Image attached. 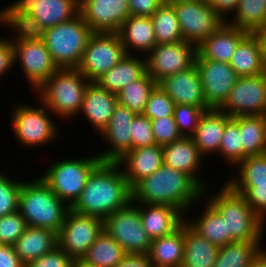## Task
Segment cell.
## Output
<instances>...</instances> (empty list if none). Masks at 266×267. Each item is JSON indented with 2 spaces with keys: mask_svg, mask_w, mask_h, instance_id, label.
<instances>
[{
  "mask_svg": "<svg viewBox=\"0 0 266 267\" xmlns=\"http://www.w3.org/2000/svg\"><path fill=\"white\" fill-rule=\"evenodd\" d=\"M132 201V188L117 162L101 161L89 174L80 197L70 208L102 219Z\"/></svg>",
  "mask_w": 266,
  "mask_h": 267,
  "instance_id": "1",
  "label": "cell"
},
{
  "mask_svg": "<svg viewBox=\"0 0 266 267\" xmlns=\"http://www.w3.org/2000/svg\"><path fill=\"white\" fill-rule=\"evenodd\" d=\"M203 197L204 188L191 175L165 164L132 188V201L170 205L184 215L195 210Z\"/></svg>",
  "mask_w": 266,
  "mask_h": 267,
  "instance_id": "2",
  "label": "cell"
},
{
  "mask_svg": "<svg viewBox=\"0 0 266 267\" xmlns=\"http://www.w3.org/2000/svg\"><path fill=\"white\" fill-rule=\"evenodd\" d=\"M79 13V0H14L0 9V24L39 35Z\"/></svg>",
  "mask_w": 266,
  "mask_h": 267,
  "instance_id": "3",
  "label": "cell"
},
{
  "mask_svg": "<svg viewBox=\"0 0 266 267\" xmlns=\"http://www.w3.org/2000/svg\"><path fill=\"white\" fill-rule=\"evenodd\" d=\"M204 189L206 200L225 220L226 233L233 241H263L266 223L254 212L246 199L226 183L218 191ZM211 194V196H210Z\"/></svg>",
  "mask_w": 266,
  "mask_h": 267,
  "instance_id": "4",
  "label": "cell"
},
{
  "mask_svg": "<svg viewBox=\"0 0 266 267\" xmlns=\"http://www.w3.org/2000/svg\"><path fill=\"white\" fill-rule=\"evenodd\" d=\"M69 209L41 177L23 180L18 211L28 226L47 228L59 233Z\"/></svg>",
  "mask_w": 266,
  "mask_h": 267,
  "instance_id": "5",
  "label": "cell"
},
{
  "mask_svg": "<svg viewBox=\"0 0 266 267\" xmlns=\"http://www.w3.org/2000/svg\"><path fill=\"white\" fill-rule=\"evenodd\" d=\"M89 83L78 69L59 68L34 95L54 116L70 121L79 115Z\"/></svg>",
  "mask_w": 266,
  "mask_h": 267,
  "instance_id": "6",
  "label": "cell"
},
{
  "mask_svg": "<svg viewBox=\"0 0 266 267\" xmlns=\"http://www.w3.org/2000/svg\"><path fill=\"white\" fill-rule=\"evenodd\" d=\"M94 34L79 13L72 20L39 34L58 68L77 69L90 37Z\"/></svg>",
  "mask_w": 266,
  "mask_h": 267,
  "instance_id": "7",
  "label": "cell"
},
{
  "mask_svg": "<svg viewBox=\"0 0 266 267\" xmlns=\"http://www.w3.org/2000/svg\"><path fill=\"white\" fill-rule=\"evenodd\" d=\"M8 29L14 33L11 35L14 66L20 65L30 92L34 94L59 68L39 35L26 33L17 27Z\"/></svg>",
  "mask_w": 266,
  "mask_h": 267,
  "instance_id": "8",
  "label": "cell"
},
{
  "mask_svg": "<svg viewBox=\"0 0 266 267\" xmlns=\"http://www.w3.org/2000/svg\"><path fill=\"white\" fill-rule=\"evenodd\" d=\"M38 102L36 107L35 104L21 102L10 111L13 137L29 150L55 143L60 137V125L54 121V114L39 99Z\"/></svg>",
  "mask_w": 266,
  "mask_h": 267,
  "instance_id": "9",
  "label": "cell"
},
{
  "mask_svg": "<svg viewBox=\"0 0 266 267\" xmlns=\"http://www.w3.org/2000/svg\"><path fill=\"white\" fill-rule=\"evenodd\" d=\"M94 154L85 156L86 158L64 157L52 161L54 163L47 165V169L39 177L71 208L80 197L89 174L101 162L97 152Z\"/></svg>",
  "mask_w": 266,
  "mask_h": 267,
  "instance_id": "10",
  "label": "cell"
},
{
  "mask_svg": "<svg viewBox=\"0 0 266 267\" xmlns=\"http://www.w3.org/2000/svg\"><path fill=\"white\" fill-rule=\"evenodd\" d=\"M103 230L117 241L126 254H148L151 239L144 230L138 203L131 201L103 219Z\"/></svg>",
  "mask_w": 266,
  "mask_h": 267,
  "instance_id": "11",
  "label": "cell"
},
{
  "mask_svg": "<svg viewBox=\"0 0 266 267\" xmlns=\"http://www.w3.org/2000/svg\"><path fill=\"white\" fill-rule=\"evenodd\" d=\"M181 28L183 41L199 46L226 22L205 0L172 4Z\"/></svg>",
  "mask_w": 266,
  "mask_h": 267,
  "instance_id": "12",
  "label": "cell"
},
{
  "mask_svg": "<svg viewBox=\"0 0 266 267\" xmlns=\"http://www.w3.org/2000/svg\"><path fill=\"white\" fill-rule=\"evenodd\" d=\"M126 55L118 33H94L86 45L78 70L96 82Z\"/></svg>",
  "mask_w": 266,
  "mask_h": 267,
  "instance_id": "13",
  "label": "cell"
},
{
  "mask_svg": "<svg viewBox=\"0 0 266 267\" xmlns=\"http://www.w3.org/2000/svg\"><path fill=\"white\" fill-rule=\"evenodd\" d=\"M103 231V219L69 209L58 233V245L73 259H82Z\"/></svg>",
  "mask_w": 266,
  "mask_h": 267,
  "instance_id": "14",
  "label": "cell"
},
{
  "mask_svg": "<svg viewBox=\"0 0 266 267\" xmlns=\"http://www.w3.org/2000/svg\"><path fill=\"white\" fill-rule=\"evenodd\" d=\"M197 47L187 41L158 44L145 56L147 73L158 83L195 64Z\"/></svg>",
  "mask_w": 266,
  "mask_h": 267,
  "instance_id": "15",
  "label": "cell"
},
{
  "mask_svg": "<svg viewBox=\"0 0 266 267\" xmlns=\"http://www.w3.org/2000/svg\"><path fill=\"white\" fill-rule=\"evenodd\" d=\"M220 110L231 118L240 115H266V72L238 77Z\"/></svg>",
  "mask_w": 266,
  "mask_h": 267,
  "instance_id": "16",
  "label": "cell"
},
{
  "mask_svg": "<svg viewBox=\"0 0 266 267\" xmlns=\"http://www.w3.org/2000/svg\"><path fill=\"white\" fill-rule=\"evenodd\" d=\"M195 65L201 79L207 107L220 109L239 76L229 63L195 58Z\"/></svg>",
  "mask_w": 266,
  "mask_h": 267,
  "instance_id": "17",
  "label": "cell"
},
{
  "mask_svg": "<svg viewBox=\"0 0 266 267\" xmlns=\"http://www.w3.org/2000/svg\"><path fill=\"white\" fill-rule=\"evenodd\" d=\"M79 11L94 33H118L130 16L128 0H79Z\"/></svg>",
  "mask_w": 266,
  "mask_h": 267,
  "instance_id": "18",
  "label": "cell"
},
{
  "mask_svg": "<svg viewBox=\"0 0 266 267\" xmlns=\"http://www.w3.org/2000/svg\"><path fill=\"white\" fill-rule=\"evenodd\" d=\"M136 113L119 103L111 116L110 122L99 134L108 148L97 153L101 161L116 162L131 150V123Z\"/></svg>",
  "mask_w": 266,
  "mask_h": 267,
  "instance_id": "19",
  "label": "cell"
},
{
  "mask_svg": "<svg viewBox=\"0 0 266 267\" xmlns=\"http://www.w3.org/2000/svg\"><path fill=\"white\" fill-rule=\"evenodd\" d=\"M175 105H191L209 110L203 94L201 79L194 64L189 69L170 75L157 83Z\"/></svg>",
  "mask_w": 266,
  "mask_h": 267,
  "instance_id": "20",
  "label": "cell"
},
{
  "mask_svg": "<svg viewBox=\"0 0 266 267\" xmlns=\"http://www.w3.org/2000/svg\"><path fill=\"white\" fill-rule=\"evenodd\" d=\"M162 148L163 164L191 175L204 189L211 186L207 183L210 181H206L207 179H204L202 172H200L203 170V161L206 158L200 154L192 137L183 136L179 140L162 146Z\"/></svg>",
  "mask_w": 266,
  "mask_h": 267,
  "instance_id": "21",
  "label": "cell"
},
{
  "mask_svg": "<svg viewBox=\"0 0 266 267\" xmlns=\"http://www.w3.org/2000/svg\"><path fill=\"white\" fill-rule=\"evenodd\" d=\"M116 162L121 167L129 186L133 188L163 165V148L157 144L134 148Z\"/></svg>",
  "mask_w": 266,
  "mask_h": 267,
  "instance_id": "22",
  "label": "cell"
},
{
  "mask_svg": "<svg viewBox=\"0 0 266 267\" xmlns=\"http://www.w3.org/2000/svg\"><path fill=\"white\" fill-rule=\"evenodd\" d=\"M118 104V96L101 88L96 82H90L85 89L80 114L86 122L100 134L111 120Z\"/></svg>",
  "mask_w": 266,
  "mask_h": 267,
  "instance_id": "23",
  "label": "cell"
},
{
  "mask_svg": "<svg viewBox=\"0 0 266 267\" xmlns=\"http://www.w3.org/2000/svg\"><path fill=\"white\" fill-rule=\"evenodd\" d=\"M138 209L143 228L151 240L174 232L185 222V215L170 205L138 203Z\"/></svg>",
  "mask_w": 266,
  "mask_h": 267,
  "instance_id": "24",
  "label": "cell"
},
{
  "mask_svg": "<svg viewBox=\"0 0 266 267\" xmlns=\"http://www.w3.org/2000/svg\"><path fill=\"white\" fill-rule=\"evenodd\" d=\"M246 30L234 27L227 22L197 46L196 58L229 63L238 44L248 35Z\"/></svg>",
  "mask_w": 266,
  "mask_h": 267,
  "instance_id": "25",
  "label": "cell"
},
{
  "mask_svg": "<svg viewBox=\"0 0 266 267\" xmlns=\"http://www.w3.org/2000/svg\"><path fill=\"white\" fill-rule=\"evenodd\" d=\"M230 119L231 117L220 109H209L202 113L191 137L204 158L209 159V155L218 154L226 123Z\"/></svg>",
  "mask_w": 266,
  "mask_h": 267,
  "instance_id": "26",
  "label": "cell"
},
{
  "mask_svg": "<svg viewBox=\"0 0 266 267\" xmlns=\"http://www.w3.org/2000/svg\"><path fill=\"white\" fill-rule=\"evenodd\" d=\"M126 54L147 55L156 44L151 17L130 15L118 31Z\"/></svg>",
  "mask_w": 266,
  "mask_h": 267,
  "instance_id": "27",
  "label": "cell"
},
{
  "mask_svg": "<svg viewBox=\"0 0 266 267\" xmlns=\"http://www.w3.org/2000/svg\"><path fill=\"white\" fill-rule=\"evenodd\" d=\"M146 72V58L144 56L126 54L96 83L101 88L118 95L125 86L140 79Z\"/></svg>",
  "mask_w": 266,
  "mask_h": 267,
  "instance_id": "28",
  "label": "cell"
},
{
  "mask_svg": "<svg viewBox=\"0 0 266 267\" xmlns=\"http://www.w3.org/2000/svg\"><path fill=\"white\" fill-rule=\"evenodd\" d=\"M58 246V233L47 229L28 226L13 244L20 261L26 266Z\"/></svg>",
  "mask_w": 266,
  "mask_h": 267,
  "instance_id": "29",
  "label": "cell"
},
{
  "mask_svg": "<svg viewBox=\"0 0 266 267\" xmlns=\"http://www.w3.org/2000/svg\"><path fill=\"white\" fill-rule=\"evenodd\" d=\"M204 202L200 214H196L198 216L186 214L185 222L200 236L218 247L234 242L226 233L225 220L206 200Z\"/></svg>",
  "mask_w": 266,
  "mask_h": 267,
  "instance_id": "30",
  "label": "cell"
},
{
  "mask_svg": "<svg viewBox=\"0 0 266 267\" xmlns=\"http://www.w3.org/2000/svg\"><path fill=\"white\" fill-rule=\"evenodd\" d=\"M153 267H181L184 259V223L174 232L151 241Z\"/></svg>",
  "mask_w": 266,
  "mask_h": 267,
  "instance_id": "31",
  "label": "cell"
},
{
  "mask_svg": "<svg viewBox=\"0 0 266 267\" xmlns=\"http://www.w3.org/2000/svg\"><path fill=\"white\" fill-rule=\"evenodd\" d=\"M239 77L265 73L261 46L254 33H249L239 44L229 62Z\"/></svg>",
  "mask_w": 266,
  "mask_h": 267,
  "instance_id": "32",
  "label": "cell"
},
{
  "mask_svg": "<svg viewBox=\"0 0 266 267\" xmlns=\"http://www.w3.org/2000/svg\"><path fill=\"white\" fill-rule=\"evenodd\" d=\"M219 247L184 222V259L181 267H213Z\"/></svg>",
  "mask_w": 266,
  "mask_h": 267,
  "instance_id": "33",
  "label": "cell"
},
{
  "mask_svg": "<svg viewBox=\"0 0 266 267\" xmlns=\"http://www.w3.org/2000/svg\"><path fill=\"white\" fill-rule=\"evenodd\" d=\"M262 241H234L219 247L213 267H248L265 251Z\"/></svg>",
  "mask_w": 266,
  "mask_h": 267,
  "instance_id": "34",
  "label": "cell"
},
{
  "mask_svg": "<svg viewBox=\"0 0 266 267\" xmlns=\"http://www.w3.org/2000/svg\"><path fill=\"white\" fill-rule=\"evenodd\" d=\"M242 160L266 153V115H240Z\"/></svg>",
  "mask_w": 266,
  "mask_h": 267,
  "instance_id": "35",
  "label": "cell"
},
{
  "mask_svg": "<svg viewBox=\"0 0 266 267\" xmlns=\"http://www.w3.org/2000/svg\"><path fill=\"white\" fill-rule=\"evenodd\" d=\"M125 255L123 247L103 230L82 260L95 267H114Z\"/></svg>",
  "mask_w": 266,
  "mask_h": 267,
  "instance_id": "36",
  "label": "cell"
},
{
  "mask_svg": "<svg viewBox=\"0 0 266 267\" xmlns=\"http://www.w3.org/2000/svg\"><path fill=\"white\" fill-rule=\"evenodd\" d=\"M226 22L248 33L264 28L266 26L265 0H240L232 18Z\"/></svg>",
  "mask_w": 266,
  "mask_h": 267,
  "instance_id": "37",
  "label": "cell"
},
{
  "mask_svg": "<svg viewBox=\"0 0 266 267\" xmlns=\"http://www.w3.org/2000/svg\"><path fill=\"white\" fill-rule=\"evenodd\" d=\"M156 86L157 82L146 72L119 92L118 103L136 114H143L149 96Z\"/></svg>",
  "mask_w": 266,
  "mask_h": 267,
  "instance_id": "38",
  "label": "cell"
},
{
  "mask_svg": "<svg viewBox=\"0 0 266 267\" xmlns=\"http://www.w3.org/2000/svg\"><path fill=\"white\" fill-rule=\"evenodd\" d=\"M151 20L157 45L183 41L180 24L171 4L163 3L151 16Z\"/></svg>",
  "mask_w": 266,
  "mask_h": 267,
  "instance_id": "39",
  "label": "cell"
},
{
  "mask_svg": "<svg viewBox=\"0 0 266 267\" xmlns=\"http://www.w3.org/2000/svg\"><path fill=\"white\" fill-rule=\"evenodd\" d=\"M234 168L238 176H230L226 184H264L266 183V153L248 156ZM238 170V171H237Z\"/></svg>",
  "mask_w": 266,
  "mask_h": 267,
  "instance_id": "40",
  "label": "cell"
},
{
  "mask_svg": "<svg viewBox=\"0 0 266 267\" xmlns=\"http://www.w3.org/2000/svg\"><path fill=\"white\" fill-rule=\"evenodd\" d=\"M227 166L234 168L242 161L241 134L239 130V116L231 118L225 126L224 135L220 142L218 154Z\"/></svg>",
  "mask_w": 266,
  "mask_h": 267,
  "instance_id": "41",
  "label": "cell"
},
{
  "mask_svg": "<svg viewBox=\"0 0 266 267\" xmlns=\"http://www.w3.org/2000/svg\"><path fill=\"white\" fill-rule=\"evenodd\" d=\"M7 175L0 170V217L18 211L19 195L23 183L22 178L16 179Z\"/></svg>",
  "mask_w": 266,
  "mask_h": 267,
  "instance_id": "42",
  "label": "cell"
},
{
  "mask_svg": "<svg viewBox=\"0 0 266 267\" xmlns=\"http://www.w3.org/2000/svg\"><path fill=\"white\" fill-rule=\"evenodd\" d=\"M227 185L235 193L242 195L254 212L266 223V183Z\"/></svg>",
  "mask_w": 266,
  "mask_h": 267,
  "instance_id": "43",
  "label": "cell"
},
{
  "mask_svg": "<svg viewBox=\"0 0 266 267\" xmlns=\"http://www.w3.org/2000/svg\"><path fill=\"white\" fill-rule=\"evenodd\" d=\"M175 103L158 85L151 92L144 115L150 120L173 117Z\"/></svg>",
  "mask_w": 266,
  "mask_h": 267,
  "instance_id": "44",
  "label": "cell"
},
{
  "mask_svg": "<svg viewBox=\"0 0 266 267\" xmlns=\"http://www.w3.org/2000/svg\"><path fill=\"white\" fill-rule=\"evenodd\" d=\"M204 111L196 106L177 104L173 117L179 132L184 137H191L197 128L198 121Z\"/></svg>",
  "mask_w": 266,
  "mask_h": 267,
  "instance_id": "45",
  "label": "cell"
},
{
  "mask_svg": "<svg viewBox=\"0 0 266 267\" xmlns=\"http://www.w3.org/2000/svg\"><path fill=\"white\" fill-rule=\"evenodd\" d=\"M27 227L19 211L0 217V244L13 245Z\"/></svg>",
  "mask_w": 266,
  "mask_h": 267,
  "instance_id": "46",
  "label": "cell"
},
{
  "mask_svg": "<svg viewBox=\"0 0 266 267\" xmlns=\"http://www.w3.org/2000/svg\"><path fill=\"white\" fill-rule=\"evenodd\" d=\"M130 127L131 149L156 144L151 120L144 114H136Z\"/></svg>",
  "mask_w": 266,
  "mask_h": 267,
  "instance_id": "47",
  "label": "cell"
},
{
  "mask_svg": "<svg viewBox=\"0 0 266 267\" xmlns=\"http://www.w3.org/2000/svg\"><path fill=\"white\" fill-rule=\"evenodd\" d=\"M152 130L157 145L164 146L181 139L174 117H162L151 120Z\"/></svg>",
  "mask_w": 266,
  "mask_h": 267,
  "instance_id": "48",
  "label": "cell"
},
{
  "mask_svg": "<svg viewBox=\"0 0 266 267\" xmlns=\"http://www.w3.org/2000/svg\"><path fill=\"white\" fill-rule=\"evenodd\" d=\"M74 260L58 245L25 267H73Z\"/></svg>",
  "mask_w": 266,
  "mask_h": 267,
  "instance_id": "49",
  "label": "cell"
},
{
  "mask_svg": "<svg viewBox=\"0 0 266 267\" xmlns=\"http://www.w3.org/2000/svg\"><path fill=\"white\" fill-rule=\"evenodd\" d=\"M13 43L11 37H0V79L13 69ZM3 76V77H2Z\"/></svg>",
  "mask_w": 266,
  "mask_h": 267,
  "instance_id": "50",
  "label": "cell"
},
{
  "mask_svg": "<svg viewBox=\"0 0 266 267\" xmlns=\"http://www.w3.org/2000/svg\"><path fill=\"white\" fill-rule=\"evenodd\" d=\"M162 4V0H128L129 13L132 16L151 17Z\"/></svg>",
  "mask_w": 266,
  "mask_h": 267,
  "instance_id": "51",
  "label": "cell"
},
{
  "mask_svg": "<svg viewBox=\"0 0 266 267\" xmlns=\"http://www.w3.org/2000/svg\"><path fill=\"white\" fill-rule=\"evenodd\" d=\"M240 0H205L225 21L236 11ZM230 15V16H229Z\"/></svg>",
  "mask_w": 266,
  "mask_h": 267,
  "instance_id": "52",
  "label": "cell"
},
{
  "mask_svg": "<svg viewBox=\"0 0 266 267\" xmlns=\"http://www.w3.org/2000/svg\"><path fill=\"white\" fill-rule=\"evenodd\" d=\"M0 267H25L16 254L13 245L0 244Z\"/></svg>",
  "mask_w": 266,
  "mask_h": 267,
  "instance_id": "53",
  "label": "cell"
},
{
  "mask_svg": "<svg viewBox=\"0 0 266 267\" xmlns=\"http://www.w3.org/2000/svg\"><path fill=\"white\" fill-rule=\"evenodd\" d=\"M114 267H153L148 254H126Z\"/></svg>",
  "mask_w": 266,
  "mask_h": 267,
  "instance_id": "54",
  "label": "cell"
},
{
  "mask_svg": "<svg viewBox=\"0 0 266 267\" xmlns=\"http://www.w3.org/2000/svg\"><path fill=\"white\" fill-rule=\"evenodd\" d=\"M261 46L262 62L266 70V26L254 32Z\"/></svg>",
  "mask_w": 266,
  "mask_h": 267,
  "instance_id": "55",
  "label": "cell"
},
{
  "mask_svg": "<svg viewBox=\"0 0 266 267\" xmlns=\"http://www.w3.org/2000/svg\"><path fill=\"white\" fill-rule=\"evenodd\" d=\"M248 267H266V251Z\"/></svg>",
  "mask_w": 266,
  "mask_h": 267,
  "instance_id": "56",
  "label": "cell"
},
{
  "mask_svg": "<svg viewBox=\"0 0 266 267\" xmlns=\"http://www.w3.org/2000/svg\"><path fill=\"white\" fill-rule=\"evenodd\" d=\"M73 267H95V266L87 264L82 259H79V260H74Z\"/></svg>",
  "mask_w": 266,
  "mask_h": 267,
  "instance_id": "57",
  "label": "cell"
},
{
  "mask_svg": "<svg viewBox=\"0 0 266 267\" xmlns=\"http://www.w3.org/2000/svg\"><path fill=\"white\" fill-rule=\"evenodd\" d=\"M184 1H198V0H162L163 3L165 4H175L178 2H184Z\"/></svg>",
  "mask_w": 266,
  "mask_h": 267,
  "instance_id": "58",
  "label": "cell"
}]
</instances>
